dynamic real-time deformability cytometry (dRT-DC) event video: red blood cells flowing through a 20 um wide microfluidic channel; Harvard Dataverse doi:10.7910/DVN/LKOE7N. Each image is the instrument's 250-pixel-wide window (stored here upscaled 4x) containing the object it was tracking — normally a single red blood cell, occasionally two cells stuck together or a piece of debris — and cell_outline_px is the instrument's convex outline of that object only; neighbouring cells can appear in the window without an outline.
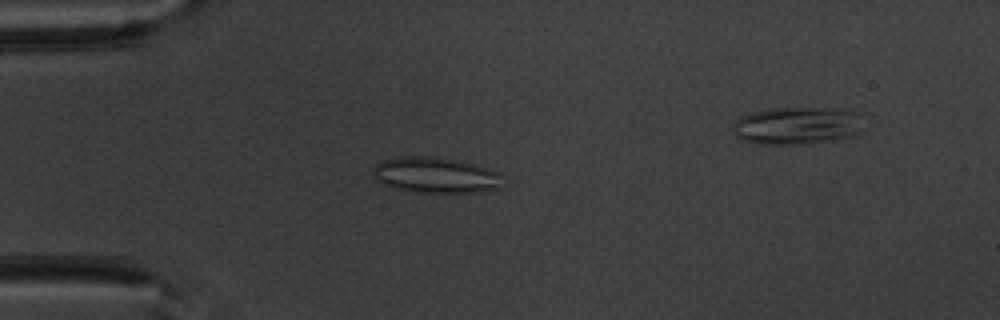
{"species": "common noctule bat (a hibernating species)", "species_latin": "Nyctalus noctula", "temperature_condition": "warm", "stored_images_in_passage": 48, "camera_frame_rate_fps": 3000, "um_per_image_px": 0.085, "animal": {"sex": "male", "body_mass_g": 20.1, "forearm_length_mm": 53.5}, "frame": {"image": 1, "passage_image": 14, "time_ms": 4.333, "image_size_px": [1000, 320], "cell_outline_px": [[500, 188], [480, 192], [416, 192], [396, 188], [384, 184], [376, 180], [372, 176], [372, 172], [376, 164], [384, 160], [412, 156], [424, 156], [452, 160], [472, 164], [496, 172], [500, 176]], "centroid_in_image_um": [36.97, 14.91], "position_along_channel_um": 48.0, "area_um2": 26.24}}
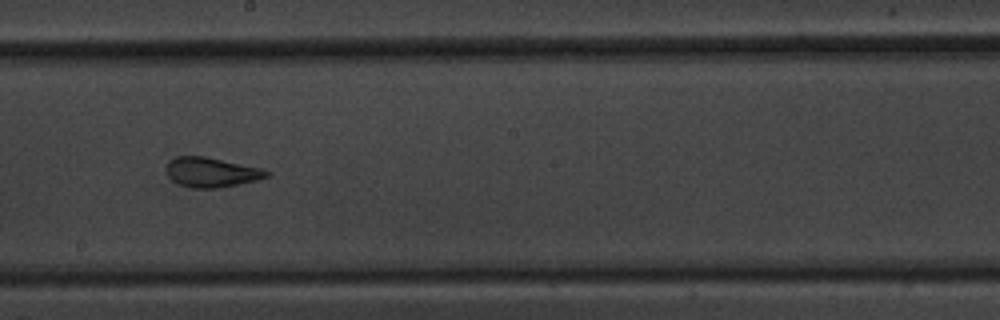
{"frame": {"image": 2, "passage_image": 29, "time_ms": 9.333, "image_size_px": [1000, 320], "cell_outline_px": [[272, 172], [268, 176], [256, 180], [220, 188], [192, 188], [180, 184], [172, 180], [168, 176], [168, 160], [176, 156], [204, 156], [260, 168]], "centroid_in_image_um": [17.97, 14.64], "position_along_channel_um": 230.2, "area_um2": 17.17}}
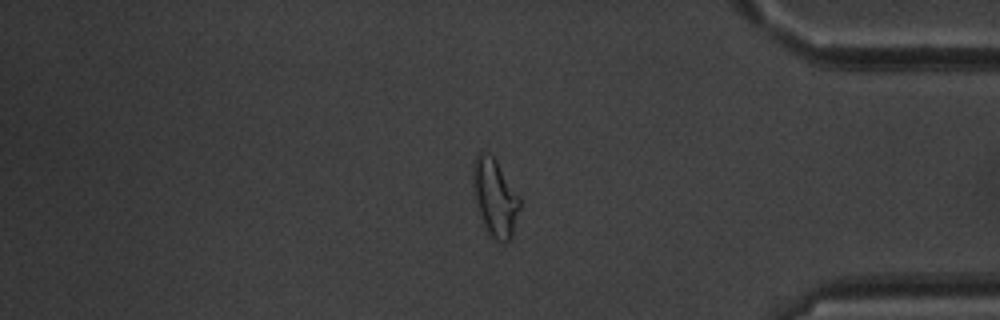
{"frame": {"image": 3, "passage_image": 43, "time_ms": 14.0, "image_size_px": [1000, 320], "cell_outline_px": [[520, 208], [512, 236], [504, 244], [492, 240], [480, 216], [472, 192], [472, 168], [476, 156], [480, 152], [484, 152], [492, 156], [496, 160], [520, 196]], "centroid_in_image_um": [42.06, 16.82], "position_along_channel_um": 393.1, "area_um2": 21.39}}